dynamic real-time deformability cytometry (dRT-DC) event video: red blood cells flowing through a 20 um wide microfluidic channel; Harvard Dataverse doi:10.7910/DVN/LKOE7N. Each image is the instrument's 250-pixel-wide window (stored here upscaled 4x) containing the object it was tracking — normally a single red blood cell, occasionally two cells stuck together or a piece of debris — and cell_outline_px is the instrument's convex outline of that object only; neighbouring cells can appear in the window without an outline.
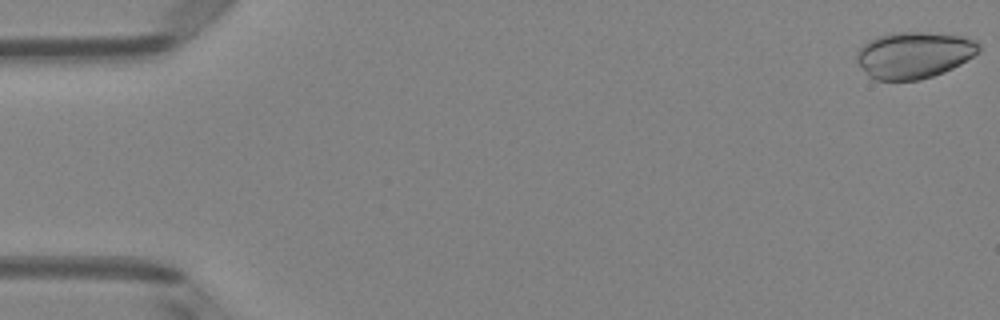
{"species": "Egyptian fruit bat (a non-hibernating species)", "species_latin": "Rousettus aegyptiacus", "temperature_condition": "room temperature", "stored_images_in_passage": 5, "camera_frame_rate_fps": 3000, "um_per_image_px": 0.085, "animal": {"sex": "female"}, "frame": {"image": 1, "passage_image": 1, "time_ms": 0.0, "image_size_px": [1000, 320], "cell_outline_px": [[980, 52], [960, 64], [944, 72], [920, 80], [876, 80], [868, 76], [856, 60], [856, 52], [868, 40], [876, 36], [888, 32], [928, 32], [968, 36], [976, 40], [980, 44]], "centroid_in_image_um": [77.7, 4.65], "position_along_channel_um": 7.3, "area_um2": 33.64}}